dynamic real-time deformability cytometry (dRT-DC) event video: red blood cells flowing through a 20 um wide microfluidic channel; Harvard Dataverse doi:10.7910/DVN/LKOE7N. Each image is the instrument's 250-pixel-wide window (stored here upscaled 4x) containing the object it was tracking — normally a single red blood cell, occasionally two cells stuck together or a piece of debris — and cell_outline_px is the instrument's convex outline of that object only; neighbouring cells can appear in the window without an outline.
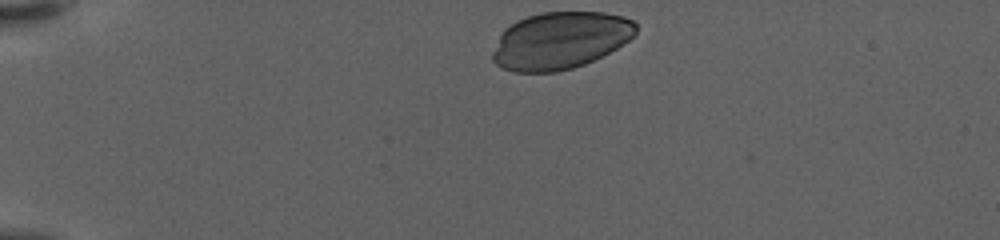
{"species": "human", "species_latin": "Homo sapiens", "temperature_condition": "warm", "stored_images_in_passage": 39, "camera_frame_rate_fps": 3000, "um_per_image_px": 0.085, "donor": {"sex": "female"}, "frame": {"image": 1, "passage_image": 1, "time_ms": 0.0, "image_size_px": [1000, 240], "cell_outline_px": [[636, 32], [628, 40], [616, 48], [584, 64], [572, 68], [556, 72], [516, 72], [504, 68], [496, 64], [492, 60], [492, 52], [500, 32], [504, 28], [516, 20], [528, 16], [544, 12], [604, 12], [624, 16], [632, 20], [636, 24]], "centroid_in_image_um": [47.58, 3.43], "position_along_channel_um": 37.4, "area_um2": 47.69}}
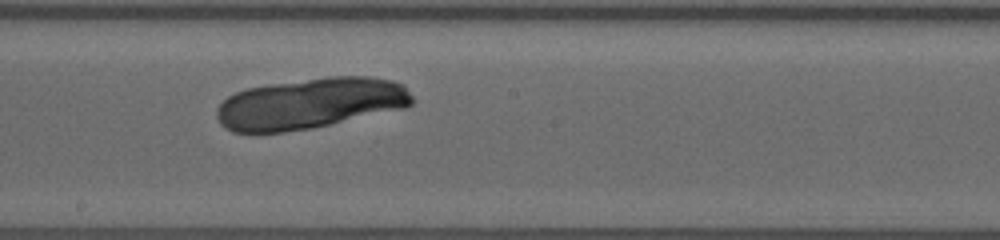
{"frame": {"image": 2, "passage_image": 22, "time_ms": 7.0, "image_size_px": [1000, 240], "cell_outline_px": [[416, 100], [412, 104], [404, 108], [312, 128], [284, 132], [232, 132], [224, 128], [220, 124], [216, 116], [216, 108], [228, 96], [236, 92], [248, 88], [272, 84], [328, 76], [368, 76], [392, 80], [404, 84]], "centroid_in_image_um": [26.39, 8.79], "position_along_channel_um": 221.8, "area_um2": 58.09}}
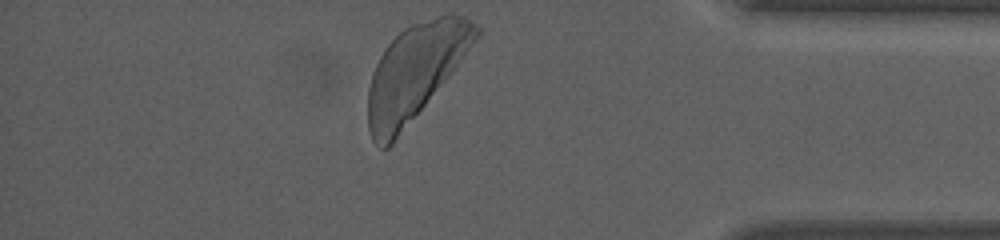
{"frame": {"image": 3, "passage_image": 39, "time_ms": 12.667, "image_size_px": [1000, 240], "cell_outline_px": [[480, 36], [452, 72], [392, 144], [388, 148], [380, 148], [372, 140], [368, 128], [368, 88], [372, 72], [380, 56], [388, 44], [408, 24], [448, 12], [452, 12], [464, 16], [472, 20], [480, 28]], "centroid_in_image_um": [35.29, 6.08], "position_along_channel_um": 399.9, "area_um2": 59.71}}